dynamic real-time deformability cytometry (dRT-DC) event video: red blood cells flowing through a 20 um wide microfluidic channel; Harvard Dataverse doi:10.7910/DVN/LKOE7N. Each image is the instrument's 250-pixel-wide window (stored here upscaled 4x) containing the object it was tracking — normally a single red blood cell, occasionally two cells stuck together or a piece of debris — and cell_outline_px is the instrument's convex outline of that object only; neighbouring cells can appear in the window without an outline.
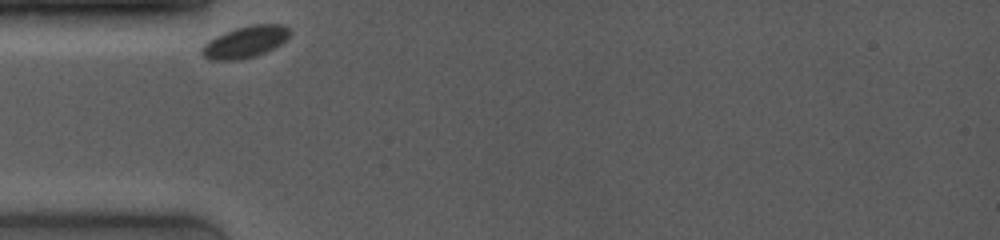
{"species": "common noctule bat (a hibernating species)", "species_latin": "Nyctalus noctula", "temperature_condition": "room temperature", "stored_images_in_passage": 4, "camera_frame_rate_fps": 4000, "um_per_image_px": 0.085, "animal": {"sex": "female", "body_mass_g": 19.0, "forearm_length_mm": 53.3}, "frame": {"image": 1, "passage_image": 1, "time_ms": 0.0, "image_size_px": [1000, 240], "cell_outline_px": [[288, 36], [280, 44], [256, 56], [240, 60], [208, 60], [200, 52], [200, 48], [208, 40], [224, 32], [236, 28], [252, 24], [284, 24], [288, 28]], "centroid_in_image_um": [20.78, 3.57], "position_along_channel_um": 64.2, "area_um2": 16.18}}